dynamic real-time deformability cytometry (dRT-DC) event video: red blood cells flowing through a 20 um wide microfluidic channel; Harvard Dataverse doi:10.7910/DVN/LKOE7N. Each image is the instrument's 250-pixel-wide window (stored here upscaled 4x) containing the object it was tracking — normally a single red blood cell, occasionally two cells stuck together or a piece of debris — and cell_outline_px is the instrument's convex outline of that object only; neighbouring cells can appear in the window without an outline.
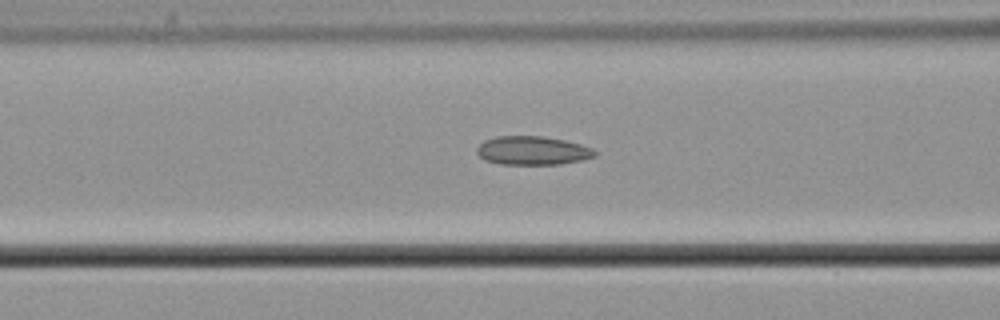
{"species": "common noctule bat (a hibernating species)", "species_latin": "Nyctalus noctula", "temperature_condition": "cold", "stored_images_in_passage": 28, "camera_frame_rate_fps": 3000, "um_per_image_px": 0.085, "animal": {"sex": "male", "body_mass_g": 21.5, "forearm_length_mm": 52.0}, "frame": {"image": 1, "passage_image": 6, "time_ms": 1.667, "image_size_px": [1000, 320], "cell_outline_px": [[596, 156], [584, 160], [560, 164], [500, 164], [484, 160], [476, 152], [476, 148], [484, 140], [496, 136], [544, 136], [564, 140], [580, 144], [592, 148], [596, 152]], "centroid_in_image_um": [45.26, 12.8], "position_along_channel_um": 121.3, "area_um2": 19.83}}
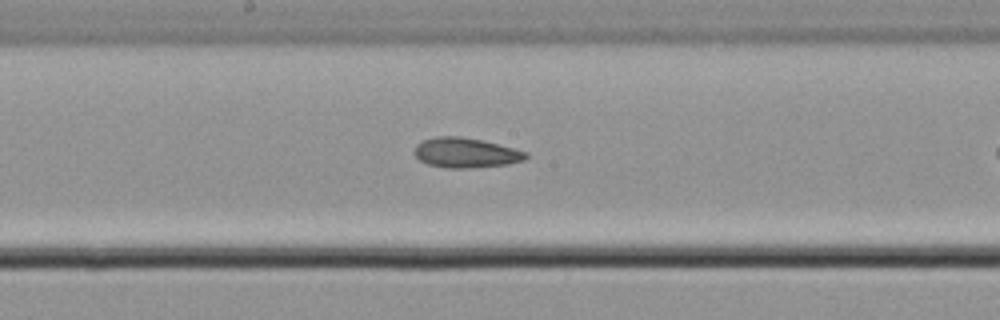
{"frame": {"image": 2, "passage_image": 13, "time_ms": 4.0, "image_size_px": [1000, 320], "cell_outline_px": [[528, 156], [524, 160], [508, 164], [472, 168], [448, 168], [428, 164], [420, 160], [412, 152], [416, 144], [424, 140], [436, 136], [460, 136], [480, 140], [528, 152]], "centroid_in_image_um": [39.56, 12.99], "position_along_channel_um": 208.6, "area_um2": 19.36}}
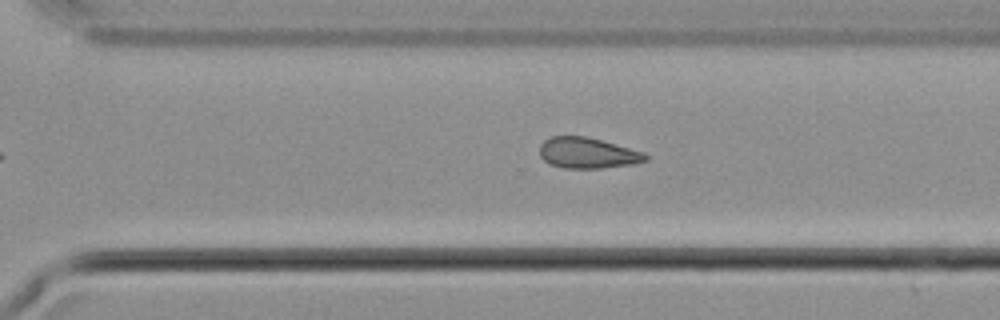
{"frame": {"image": 3, "passage_image": 22, "time_ms": 7.0, "image_size_px": [1000, 320], "cell_outline_px": [[648, 160], [636, 164], [600, 168], [564, 168], [548, 164], [540, 156], [540, 144], [544, 140], [552, 136], [584, 136], [600, 140], [644, 152], [648, 156]], "centroid_in_image_um": [49.94, 13.01], "position_along_channel_um": 320.7, "area_um2": 19.02}}